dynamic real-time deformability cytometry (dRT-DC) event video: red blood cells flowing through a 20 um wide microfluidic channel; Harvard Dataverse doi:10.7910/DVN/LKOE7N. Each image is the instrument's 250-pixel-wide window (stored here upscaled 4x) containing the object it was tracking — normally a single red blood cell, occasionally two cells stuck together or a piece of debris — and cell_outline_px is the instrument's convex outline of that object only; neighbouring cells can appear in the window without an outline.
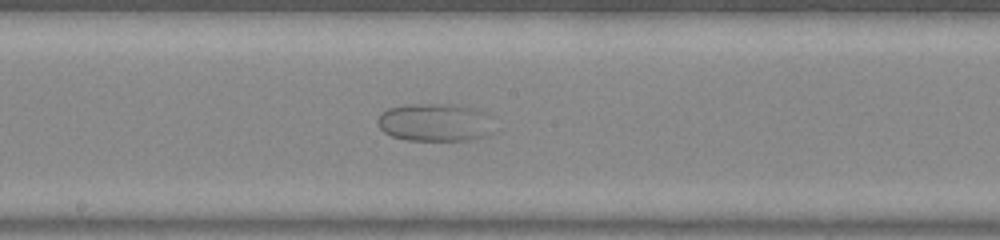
{"species": "common noctule bat (a hibernating species)", "species_latin": "Nyctalus noctula", "temperature_condition": "warm", "stored_images_in_passage": 50, "camera_frame_rate_fps": 3000, "um_per_image_px": 0.085, "animal": {"sex": "male", "body_mass_g": 20.0, "forearm_length_mm": 53.3}, "frame": {"image": 1, "passage_image": 28, "time_ms": 9.0, "image_size_px": [1000, 240], "cell_outline_px": [[492, 132], [484, 136], [468, 140], [408, 140], [392, 136], [384, 132], [376, 124], [376, 120], [380, 112], [388, 108], [404, 104], [456, 104], [476, 108], [488, 112]], "centroid_in_image_um": [36.94, 10.38], "position_along_channel_um": 211.3, "area_um2": 26.07}}
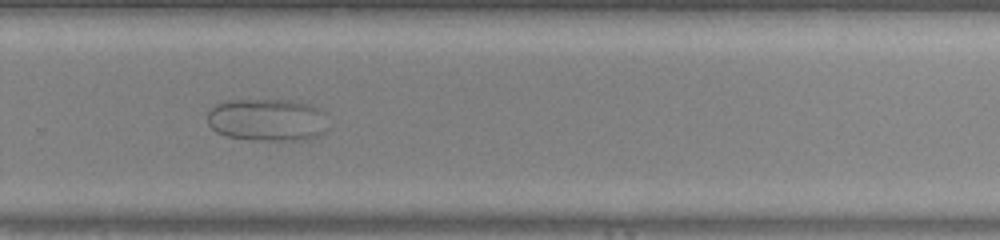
{"frame": {"image": 2, "passage_image": 35, "time_ms": 11.333, "image_size_px": [1000, 240], "cell_outline_px": [[328, 128], [320, 136], [308, 140], [252, 140], [224, 136], [216, 132], [208, 124], [208, 112], [216, 104], [228, 100], [284, 100], [312, 104], [320, 108], [324, 112]], "centroid_in_image_um": [22.75, 10.2], "position_along_channel_um": 307.0, "area_um2": 30.35}}
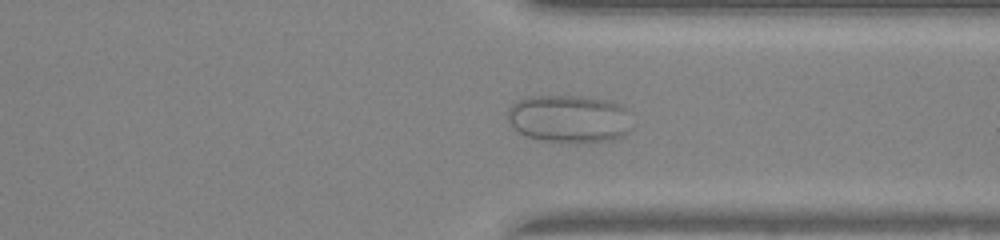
{"frame": {"image": 3, "passage_image": 39, "time_ms": 12.667, "image_size_px": [1000, 240], "cell_outline_px": [[632, 128], [624, 136], [612, 140], [540, 140], [528, 136], [512, 128], [508, 120], [508, 108], [512, 104], [524, 96], [584, 96], [604, 100], [620, 104], [628, 108]], "centroid_in_image_um": [48.39, 10.05], "position_along_channel_um": 363.0, "area_um2": 34.39}}